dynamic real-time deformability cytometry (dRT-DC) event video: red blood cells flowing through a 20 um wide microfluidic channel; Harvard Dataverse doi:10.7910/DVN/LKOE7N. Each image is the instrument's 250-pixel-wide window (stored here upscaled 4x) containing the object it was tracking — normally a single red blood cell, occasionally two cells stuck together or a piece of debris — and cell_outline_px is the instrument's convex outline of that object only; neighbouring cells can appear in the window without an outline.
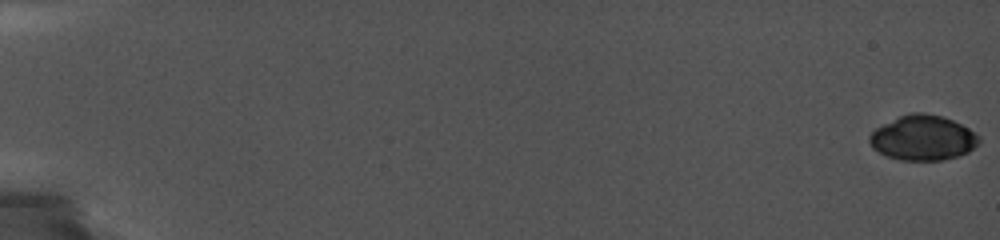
{"species": "common noctule bat (a hibernating species)", "species_latin": "Nyctalus noctula", "temperature_condition": "cold", "stored_images_in_passage": 24, "camera_frame_rate_fps": 5000, "um_per_image_px": 0.085, "animal": {"sex": "female", "body_mass_g": 19.0, "forearm_length_mm": 56.7}, "frame": {"image": 1, "passage_image": 1, "time_ms": 0.0, "image_size_px": [1000, 240], "cell_outline_px": [[980, 144], [968, 152], [956, 156], [940, 160], [900, 160], [888, 156], [872, 148], [868, 140], [868, 136], [876, 128], [900, 116], [912, 112], [920, 112], [940, 116], [952, 120], [968, 128], [980, 136]], "centroid_in_image_um": [78.45, 11.72], "position_along_channel_um": 6.5, "area_um2": 28.5}}
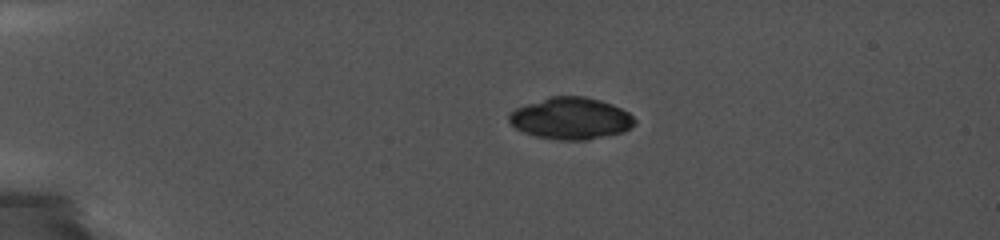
{"frame": {"image": 2, "passage_image": 24, "time_ms": 4.6, "image_size_px": [1000, 240], "cell_outline_px": [[632, 120], [624, 128], [572, 144], [560, 144], [532, 136], [516, 128], [508, 120], [508, 116], [516, 108], [524, 104], [548, 96], [588, 96], [616, 104]], "centroid_in_image_um": [48.33, 10.08], "position_along_channel_um": 36.7, "area_um2": 30.63}}